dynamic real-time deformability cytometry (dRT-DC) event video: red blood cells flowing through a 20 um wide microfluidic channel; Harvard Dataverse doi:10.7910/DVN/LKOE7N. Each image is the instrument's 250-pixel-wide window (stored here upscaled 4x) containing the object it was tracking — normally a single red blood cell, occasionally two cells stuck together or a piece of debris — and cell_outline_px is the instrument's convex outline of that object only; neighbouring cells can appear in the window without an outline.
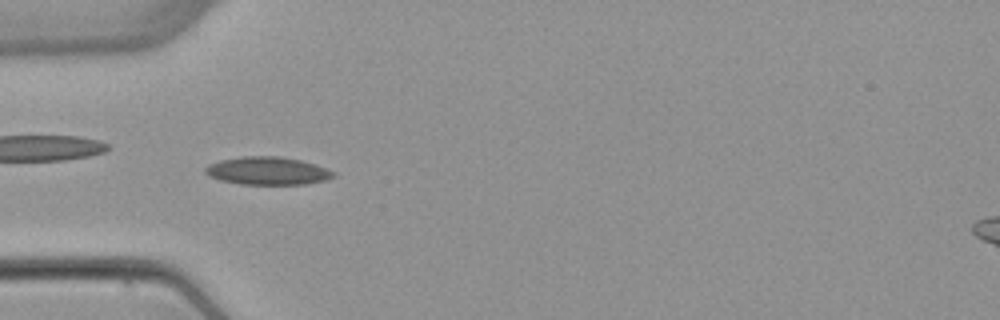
{"species": "common noctule bat (a hibernating species)", "species_latin": "Nyctalus noctula", "temperature_condition": "warm", "stored_images_in_passage": 5, "camera_frame_rate_fps": 3000, "um_per_image_px": 0.085, "animal": {"sex": "female", "body_mass_g": 22.7, "forearm_length_mm": 54.2}, "frame": {"image": 1, "passage_image": 4, "time_ms": 3.667, "image_size_px": [1000, 320], "cell_outline_px": [[336, 176], [324, 180], [304, 184], [240, 184], [220, 180], [208, 176], [204, 172], [204, 168], [208, 164], [220, 160], [244, 156], [280, 156], [300, 160], [324, 168], [332, 172]], "centroid_in_image_um": [22.66, 14.52], "position_along_channel_um": 62.3, "area_um2": 20.63}}
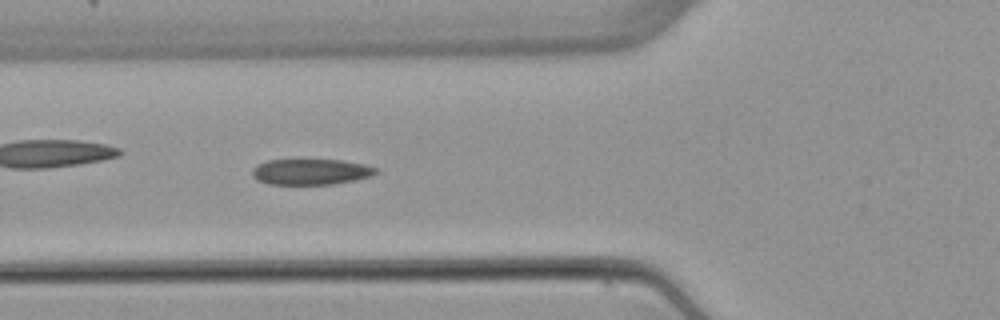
{"frame": {"image": 2, "passage_image": 5, "time_ms": 4.667, "image_size_px": [1000, 320], "cell_outline_px": [[380, 172], [372, 176], [356, 180], [332, 184], [268, 184], [256, 180], [252, 176], [252, 168], [268, 160], [340, 160], [364, 164], [376, 168]], "centroid_in_image_um": [26.44, 14.61], "position_along_channel_um": 99.4, "area_um2": 18.61}}